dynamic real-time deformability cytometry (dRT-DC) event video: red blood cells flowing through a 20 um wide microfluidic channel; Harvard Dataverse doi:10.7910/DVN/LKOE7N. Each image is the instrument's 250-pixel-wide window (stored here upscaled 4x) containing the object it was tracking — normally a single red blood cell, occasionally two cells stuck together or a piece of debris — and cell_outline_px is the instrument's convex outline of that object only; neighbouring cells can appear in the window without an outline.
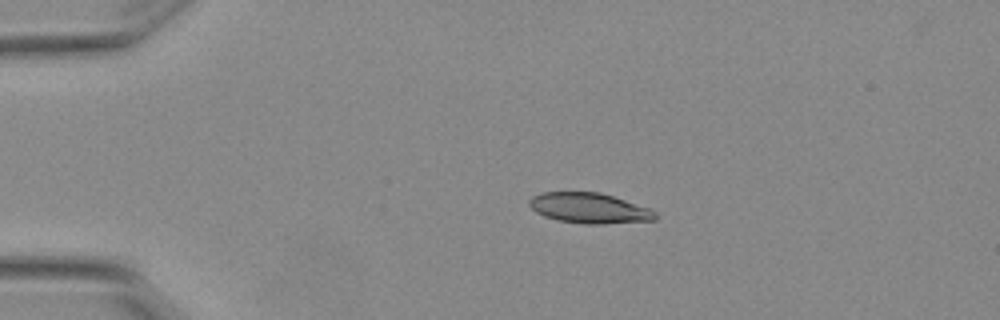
{"species": "Egyptian fruit bat (a non-hibernating species)", "species_latin": "Rousettus aegyptiacus", "temperature_condition": "warm", "stored_images_in_passage": 6, "camera_frame_rate_fps": 3000, "um_per_image_px": 0.085, "animal": {"sex": "female"}, "frame": {"image": 1, "passage_image": 4, "time_ms": 1.0, "image_size_px": [1000, 320], "cell_outline_px": [[656, 220], [604, 224], [584, 224], [556, 220], [544, 216], [536, 212], [528, 204], [528, 200], [532, 196], [540, 192], [600, 192], [652, 208], [656, 212]], "centroid_in_image_um": [50.1, 17.69], "position_along_channel_um": 34.9, "area_um2": 22.6}}
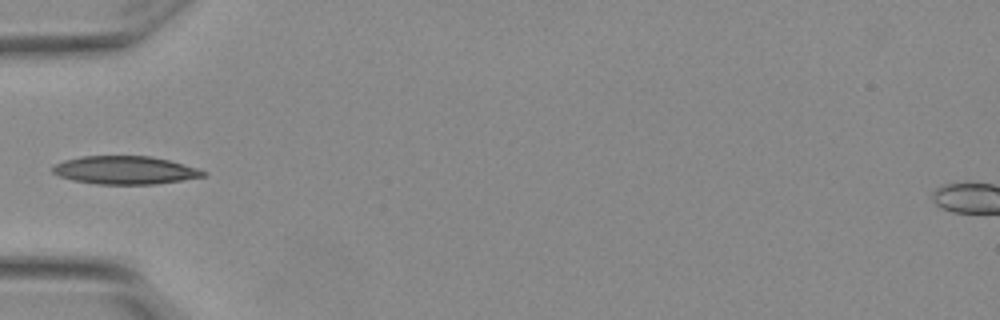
{"frame": {"image": 2, "passage_image": 6, "time_ms": 1.667, "image_size_px": [1000, 320], "cell_outline_px": [[208, 172], [204, 176], [156, 184], [96, 184], [72, 180], [60, 176], [52, 172], [52, 164], [64, 160], [80, 156], [148, 156], [168, 160], [200, 168]], "centroid_in_image_um": [10.6, 14.46], "position_along_channel_um": 74.4, "area_um2": 24.74}}